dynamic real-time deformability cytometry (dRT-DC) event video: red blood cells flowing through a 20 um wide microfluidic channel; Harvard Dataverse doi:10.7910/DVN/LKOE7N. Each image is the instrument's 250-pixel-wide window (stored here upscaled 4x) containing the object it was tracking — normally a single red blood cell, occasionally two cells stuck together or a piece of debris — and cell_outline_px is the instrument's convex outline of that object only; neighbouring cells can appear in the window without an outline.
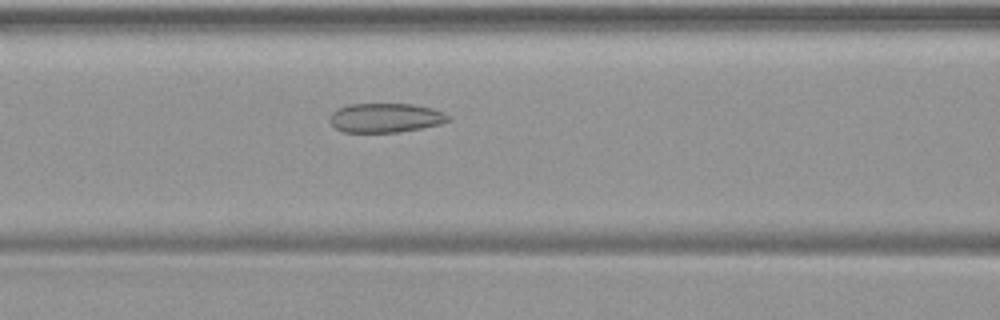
{"species": "common noctule bat (a hibernating species)", "species_latin": "Nyctalus noctula", "temperature_condition": "warm", "stored_images_in_passage": 49, "camera_frame_rate_fps": 3000, "um_per_image_px": 0.085, "animal": {"sex": "female", "body_mass_g": 19.9}, "frame": {"image": 1, "passage_image": 21, "time_ms": 6.667, "image_size_px": [1000, 320], "cell_outline_px": [[452, 120], [440, 124], [400, 132], [344, 132], [336, 128], [328, 120], [332, 112], [336, 108], [348, 104], [412, 104], [432, 108], [444, 112], [452, 116]], "centroid_in_image_um": [32.78, 10.01], "position_along_channel_um": 133.8, "area_um2": 20.4}}
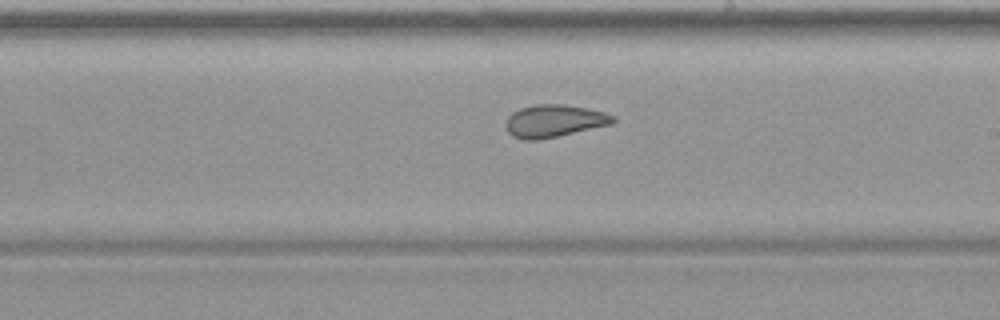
{"frame": {"image": 2, "passage_image": 29, "time_ms": 9.333, "image_size_px": [1000, 320], "cell_outline_px": [[616, 120], [612, 124], [556, 136], [536, 140], [524, 140], [512, 136], [508, 132], [504, 124], [508, 116], [512, 112], [520, 108], [536, 104], [560, 104], [584, 108], [604, 112], [616, 116]], "centroid_in_image_um": [47.07, 10.28], "position_along_channel_um": 241.9, "area_um2": 20.17}}
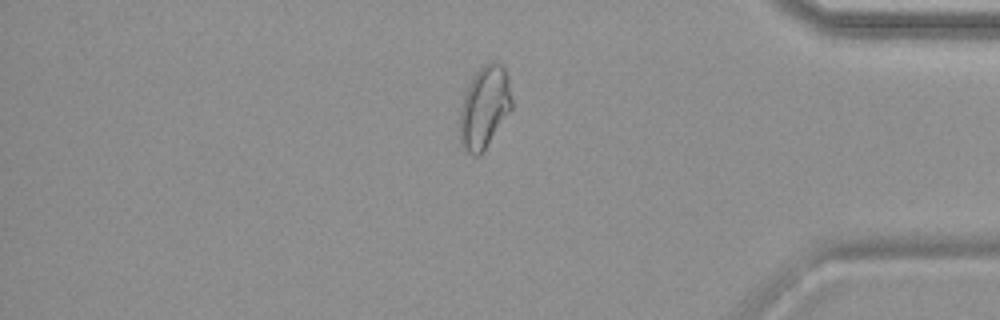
{"frame": {"image": 3, "passage_image": 42, "time_ms": 13.667, "image_size_px": [1000, 320], "cell_outline_px": [[512, 108], [480, 156], [472, 156], [460, 144], [460, 108], [468, 84], [472, 76], [484, 64], [492, 60], [500, 64], [504, 68], [508, 76], [512, 100]], "centroid_in_image_um": [41.17, 9.11], "position_along_channel_um": 394.0, "area_um2": 24.91}}